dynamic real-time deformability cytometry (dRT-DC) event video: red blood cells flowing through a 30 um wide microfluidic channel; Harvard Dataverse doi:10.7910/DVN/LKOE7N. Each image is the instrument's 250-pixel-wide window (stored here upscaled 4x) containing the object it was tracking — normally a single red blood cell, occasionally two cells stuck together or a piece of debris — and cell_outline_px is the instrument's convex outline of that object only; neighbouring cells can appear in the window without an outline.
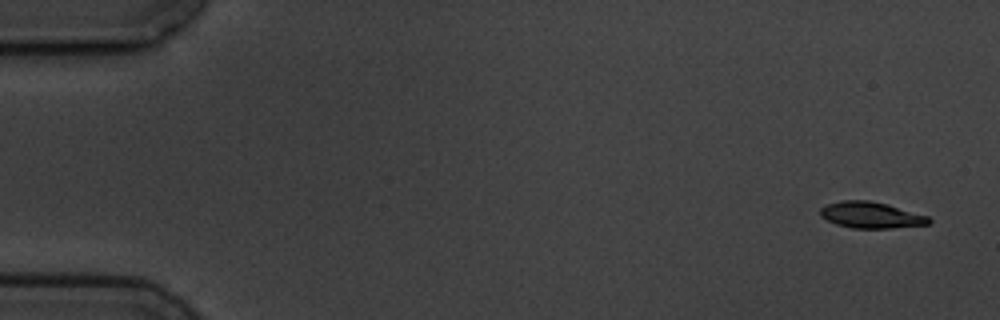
{"species": "common noctule bat (a hibernating species)", "species_latin": "Nyctalus noctula", "temperature_condition": "cold", "stored_images_in_passage": 5, "camera_frame_rate_fps": 3000, "um_per_image_px": 0.085, "animal": {"sex": "male", "body_mass_g": 19.5, "forearm_length_mm": 54.6}, "frame": {"image": 1, "passage_image": 1, "time_ms": 0.0, "image_size_px": [1000, 320], "cell_outline_px": [[932, 220], [928, 224], [892, 228], [852, 228], [836, 224], [820, 216], [820, 208], [828, 204], [840, 200], [868, 200], [888, 204], [928, 216]], "centroid_in_image_um": [74.03, 18.27], "position_along_channel_um": 11.0, "area_um2": 16.59}}
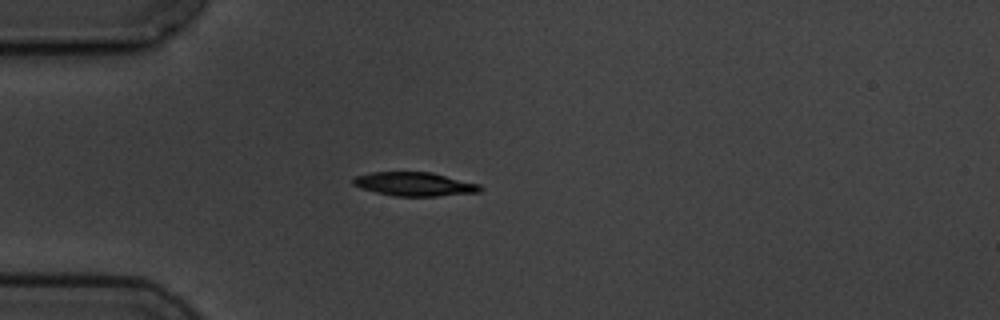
{"frame": {"image": 2, "passage_image": 4, "time_ms": 4.333, "image_size_px": [1000, 320], "cell_outline_px": [[484, 188], [480, 192], [436, 196], [396, 196], [376, 192], [360, 188], [352, 184], [352, 180], [356, 176], [372, 172], [432, 172], [480, 184]], "centroid_in_image_um": [35.25, 15.65], "position_along_channel_um": 49.7, "area_um2": 17.63}}